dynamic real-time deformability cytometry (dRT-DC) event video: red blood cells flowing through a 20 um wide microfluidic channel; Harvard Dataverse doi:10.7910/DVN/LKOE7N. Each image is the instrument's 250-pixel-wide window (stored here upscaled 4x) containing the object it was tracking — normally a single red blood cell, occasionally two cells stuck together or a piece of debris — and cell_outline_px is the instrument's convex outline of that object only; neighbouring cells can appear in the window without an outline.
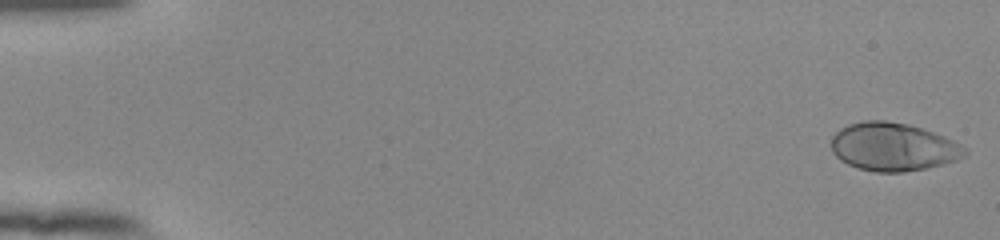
{"species": "human", "species_latin": "Homo sapiens", "temperature_condition": "room temperature", "stored_images_in_passage": 53, "camera_frame_rate_fps": 3000, "um_per_image_px": 0.085, "donor": {"sex": "female"}, "frame": {"image": 1, "passage_image": 1, "time_ms": 0.0, "image_size_px": [1000, 240], "cell_outline_px": [[968, 152], [964, 156], [956, 160], [924, 168], [904, 172], [876, 172], [860, 168], [848, 164], [840, 160], [832, 152], [832, 136], [840, 128], [848, 124], [864, 120], [884, 120], [908, 124], [944, 136], [968, 148]], "centroid_in_image_um": [75.9, 12.47], "position_along_channel_um": 9.1, "area_um2": 37.34}}
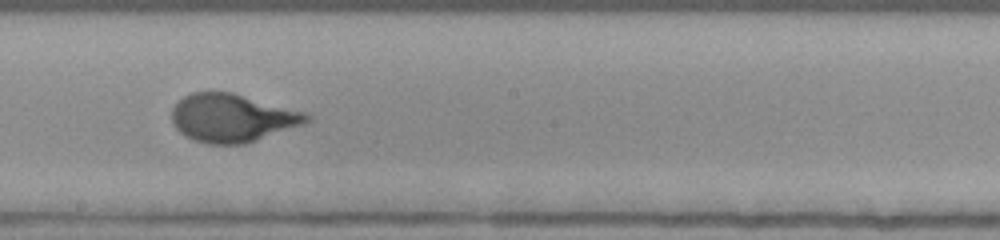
{"frame": {"image": 2, "passage_image": 31, "time_ms": 10.0, "image_size_px": [1000, 240], "cell_outline_px": [[312, 120], [304, 124], [244, 144], [208, 144], [192, 140], [184, 136], [176, 128], [172, 120], [172, 108], [184, 96], [192, 92], [232, 92], [304, 112], [312, 116]], "centroid_in_image_um": [19.73, 10.03], "position_along_channel_um": 228.5, "area_um2": 37.69}}
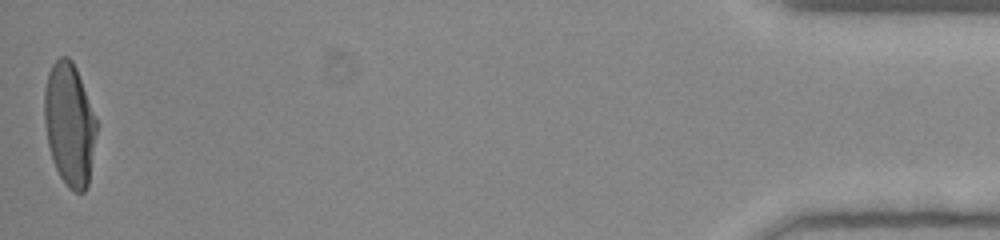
{"frame": {"image": 3, "passage_image": 53, "time_ms": 17.333, "image_size_px": [1000, 240], "cell_outline_px": [[96, 132], [88, 184], [84, 192], [76, 192], [68, 188], [60, 176], [52, 160], [48, 144], [44, 124], [44, 88], [48, 72], [52, 64], [60, 56], [68, 56], [72, 60], [76, 68], [96, 120]], "centroid_in_image_um": [5.87, 10.55], "position_along_channel_um": 429.3, "area_um2": 37.05}, "authors_computed_cell_mechanics": {"area_um2": 37.0498, "velocity_mm_per_s": 3.9142, "shape_relaxation_time_tau1_ms": 3.9398, "shape_relaxation_time_tau2_ms": null, "deformation_change_tau1": 0.2179, "deformation_change_tau2": null}}